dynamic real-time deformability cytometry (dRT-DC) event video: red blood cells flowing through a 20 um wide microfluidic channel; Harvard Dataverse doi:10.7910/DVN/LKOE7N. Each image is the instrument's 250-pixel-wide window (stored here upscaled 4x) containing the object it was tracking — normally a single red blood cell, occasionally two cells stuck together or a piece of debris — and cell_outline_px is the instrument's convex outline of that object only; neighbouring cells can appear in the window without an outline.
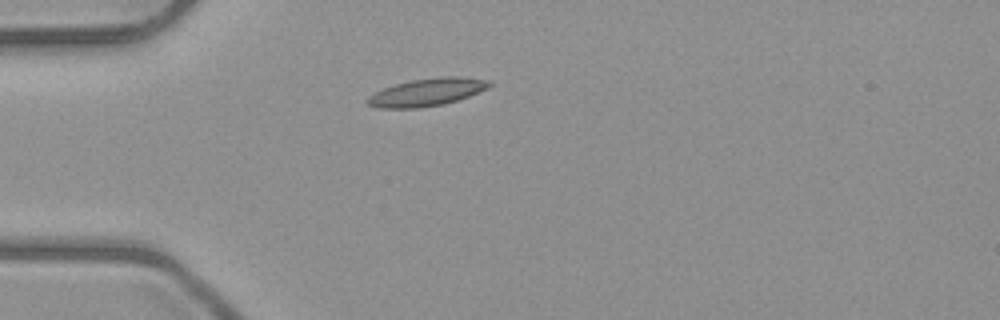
{"species": "common noctule bat (a hibernating species)", "species_latin": "Nyctalus noctula", "temperature_condition": "room temperature", "stored_images_in_passage": 1, "camera_frame_rate_fps": 3000, "um_per_image_px": 0.085, "animal": {"sex": "male", "body_mass_g": 23.1, "forearm_length_mm": 52.7}, "frame": {"image": 1, "passage_image": 1, "time_ms": 0.0, "image_size_px": [1000, 320], "cell_outline_px": [[492, 84], [488, 88], [468, 96], [444, 104], [416, 108], [380, 108], [368, 104], [364, 100], [368, 96], [384, 88], [396, 84], [412, 80], [440, 76], [460, 76], [488, 80]], "centroid_in_image_um": [36.28, 7.83], "position_along_channel_um": 48.7, "area_um2": 19.48}}